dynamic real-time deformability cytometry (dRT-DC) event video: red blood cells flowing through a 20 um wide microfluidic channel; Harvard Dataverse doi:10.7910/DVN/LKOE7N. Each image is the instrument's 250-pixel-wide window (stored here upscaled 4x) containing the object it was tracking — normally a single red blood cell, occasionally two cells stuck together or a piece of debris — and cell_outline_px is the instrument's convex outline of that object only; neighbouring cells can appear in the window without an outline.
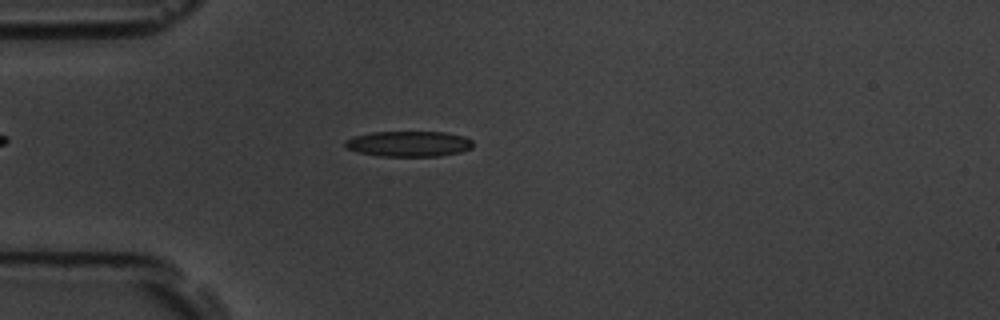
{"species": "common noctule bat (a hibernating species)", "species_latin": "Nyctalus noctula", "temperature_condition": "room temperature", "stored_images_in_passage": 55, "camera_frame_rate_fps": 3000, "um_per_image_px": 0.085, "animal": {"sex": "male", "body_mass_g": 19.5, "forearm_length_mm": 54.6}, "frame": {"image": 1, "passage_image": 15, "time_ms": 4.667, "image_size_px": [1000, 320], "cell_outline_px": [[472, 148], [460, 152], [440, 156], [380, 156], [360, 152], [348, 148], [344, 144], [344, 140], [352, 136], [372, 132], [444, 132], [464, 136], [472, 140]], "centroid_in_image_um": [34.75, 12.22], "position_along_channel_um": 50.3, "area_um2": 19.02}}
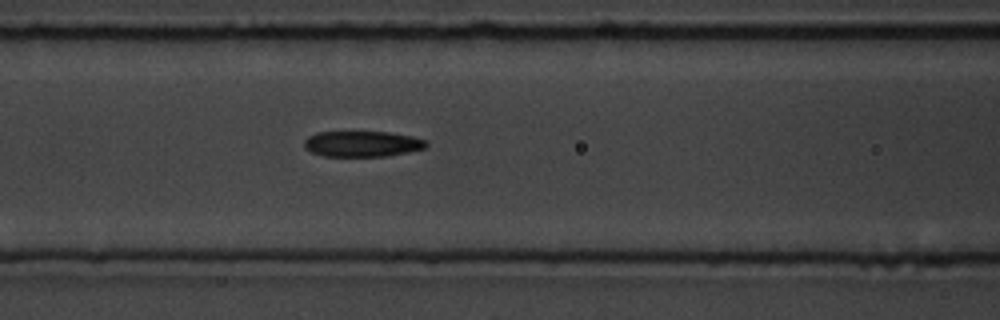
{"frame": {"image": 2, "passage_image": 23, "time_ms": 7.333, "image_size_px": [1000, 320], "cell_outline_px": [[428, 144], [424, 148], [408, 152], [384, 156], [324, 156], [312, 152], [304, 148], [304, 140], [308, 136], [316, 132], [388, 132], [412, 136], [424, 140]], "centroid_in_image_um": [30.75, 12.22], "position_along_channel_um": 135.8, "area_um2": 18.21}}
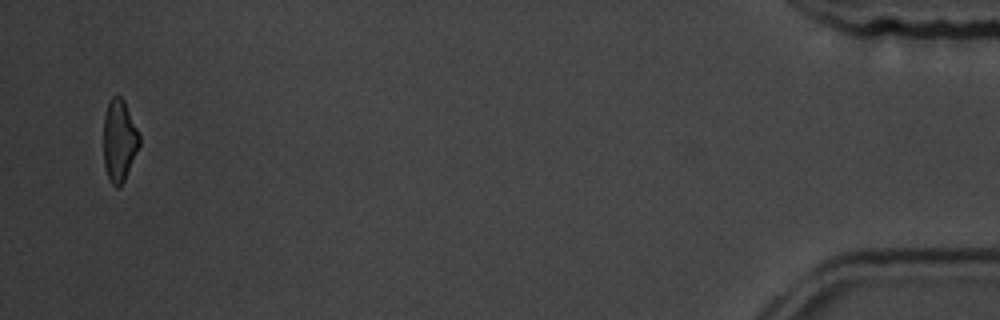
{"frame": {"image": 3, "passage_image": 54, "time_ms": 17.667, "image_size_px": [1000, 320], "cell_outline_px": [[140, 144], [124, 180], [116, 188], [112, 184], [108, 176], [104, 164], [104, 116], [108, 100], [112, 96], [120, 96], [124, 100], [140, 136]], "centroid_in_image_um": [10.13, 11.91], "position_along_channel_um": 425.1, "area_um2": 16.88}, "authors_computed_cell_mechanics": {"area_um2": 18.5538, "velocity_mm_per_s": 3.6514, "shape_relaxation_time_tau1_ms": 4.0831, "shape_relaxation_time_tau2_ms": 6.4147, "deformation_change_tau1": 0.1304, "deformation_change_tau2": 0.1744}}